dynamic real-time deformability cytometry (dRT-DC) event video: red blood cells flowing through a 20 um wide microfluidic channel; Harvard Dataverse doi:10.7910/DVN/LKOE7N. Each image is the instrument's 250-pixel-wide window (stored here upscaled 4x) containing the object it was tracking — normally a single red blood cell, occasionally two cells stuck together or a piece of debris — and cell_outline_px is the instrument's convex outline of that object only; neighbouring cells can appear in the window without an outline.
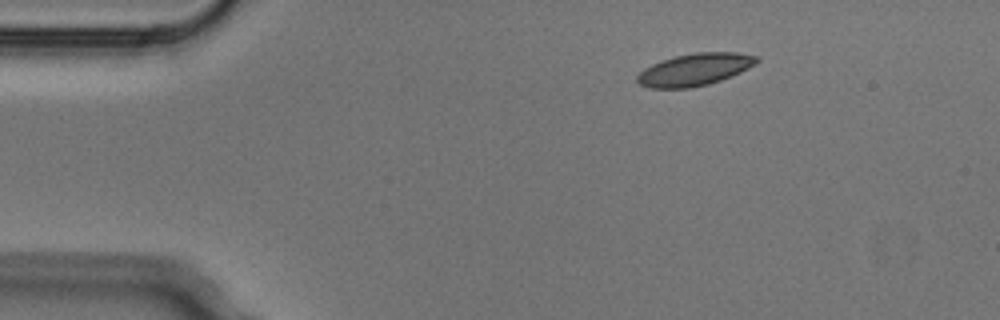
{"species": "Egyptian fruit bat (a non-hibernating species)", "species_latin": "Rousettus aegyptiacus", "temperature_condition": "cold", "stored_images_in_passage": 3, "camera_frame_rate_fps": 3000, "um_per_image_px": 0.085, "animal": {"sex": "male"}, "frame": {"image": 1, "passage_image": 2, "time_ms": 0.333, "image_size_px": [1000, 320], "cell_outline_px": [[760, 60], [756, 64], [740, 72], [720, 80], [708, 84], [688, 88], [648, 88], [640, 84], [636, 80], [636, 76], [644, 68], [652, 64], [676, 56], [696, 52], [736, 52], [756, 56]], "centroid_in_image_um": [59.04, 5.91], "position_along_channel_um": 26.0, "area_um2": 22.25}}
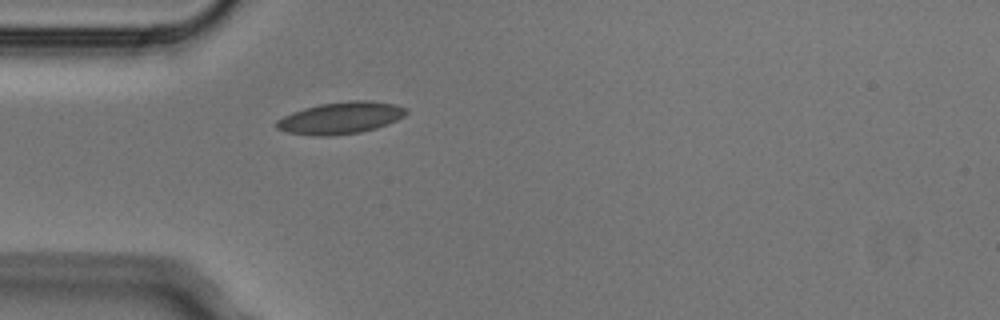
{"frame": {"image": 2, "passage_image": 3, "time_ms": 0.667, "image_size_px": [1000, 320], "cell_outline_px": [[408, 112], [404, 116], [396, 120], [376, 128], [360, 132], [328, 136], [316, 136], [288, 132], [276, 128], [276, 120], [292, 112], [304, 108], [320, 104], [348, 100], [368, 100], [396, 104], [408, 108]], "centroid_in_image_um": [28.97, 10.01], "position_along_channel_um": 56.0, "area_um2": 24.1}}